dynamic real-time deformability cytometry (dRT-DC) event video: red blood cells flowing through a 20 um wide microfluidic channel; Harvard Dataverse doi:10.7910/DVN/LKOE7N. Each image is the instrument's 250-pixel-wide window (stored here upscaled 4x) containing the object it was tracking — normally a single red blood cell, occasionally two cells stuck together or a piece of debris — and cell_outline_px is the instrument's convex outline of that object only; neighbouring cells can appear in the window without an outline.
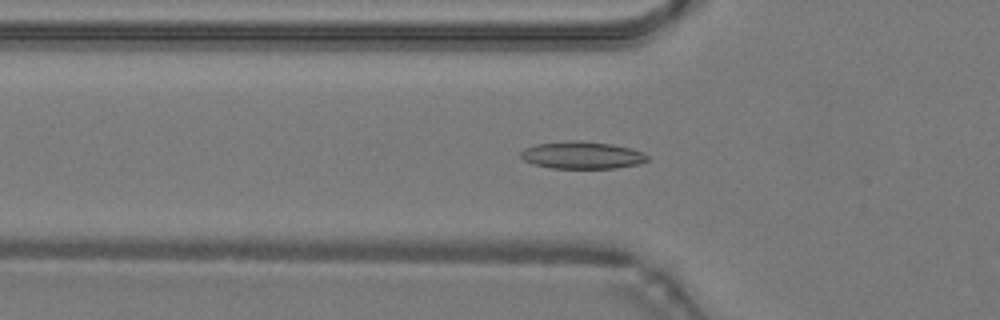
{"species": "common noctule bat (a hibernating species)", "species_latin": "Nyctalus noctula", "temperature_condition": "warm", "stored_images_in_passage": 48, "camera_frame_rate_fps": 3000, "um_per_image_px": 0.085, "animal": {"sex": "male", "body_mass_g": 19.2, "forearm_length_mm": 51.8}, "frame": {"image": 1, "passage_image": 16, "time_ms": 5.0, "image_size_px": [1000, 320], "cell_outline_px": [[648, 160], [640, 164], [616, 168], [552, 168], [532, 164], [524, 160], [520, 156], [520, 152], [524, 148], [536, 144], [572, 140], [580, 140], [612, 144], [632, 148], [648, 156]], "centroid_in_image_um": [49.46, 13.19], "position_along_channel_um": 76.3, "area_um2": 20.23}}
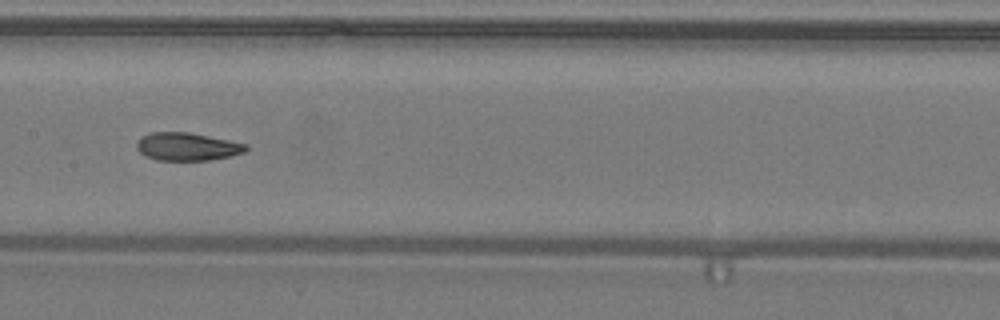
{"frame": {"image": 2, "passage_image": 24, "time_ms": 7.667, "image_size_px": [1000, 320], "cell_outline_px": [[248, 148], [244, 152], [228, 156], [208, 160], [156, 160], [144, 156], [136, 148], [136, 144], [148, 132], [188, 132], [248, 144]], "centroid_in_image_um": [15.89, 12.46], "position_along_channel_um": 191.5, "area_um2": 17.63}}
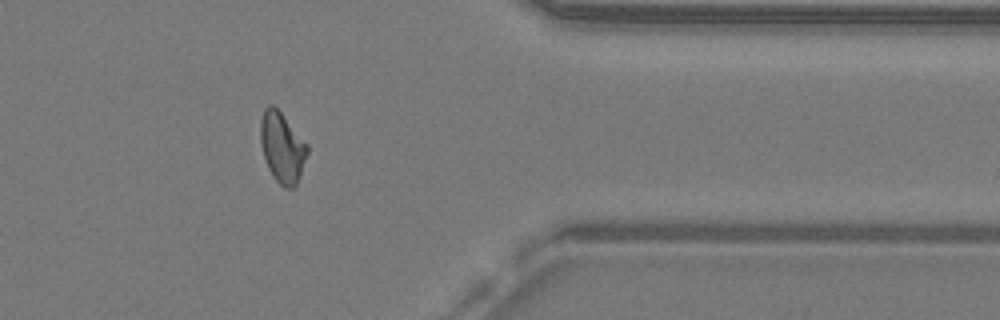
{"frame": {"image": 3, "passage_image": 39, "time_ms": 12.667, "image_size_px": [1000, 320], "cell_outline_px": [[308, 152], [300, 176], [296, 184], [292, 188], [284, 188], [272, 176], [268, 168], [264, 156], [260, 140], [260, 120], [264, 108], [268, 104], [272, 104], [280, 112], [308, 144]], "centroid_in_image_um": [23.97, 12.52], "position_along_channel_um": 387.4, "area_um2": 19.13}, "authors_computed_cell_mechanics": {"area_um2": 18.785, "velocity_mm_per_s": 4.2741, "shape_relaxation_time_tau1_ms": null, "shape_relaxation_time_tau2_ms": 1.9528, "deformation_change_tau1": null, "deformation_change_tau2": 0.0773}}